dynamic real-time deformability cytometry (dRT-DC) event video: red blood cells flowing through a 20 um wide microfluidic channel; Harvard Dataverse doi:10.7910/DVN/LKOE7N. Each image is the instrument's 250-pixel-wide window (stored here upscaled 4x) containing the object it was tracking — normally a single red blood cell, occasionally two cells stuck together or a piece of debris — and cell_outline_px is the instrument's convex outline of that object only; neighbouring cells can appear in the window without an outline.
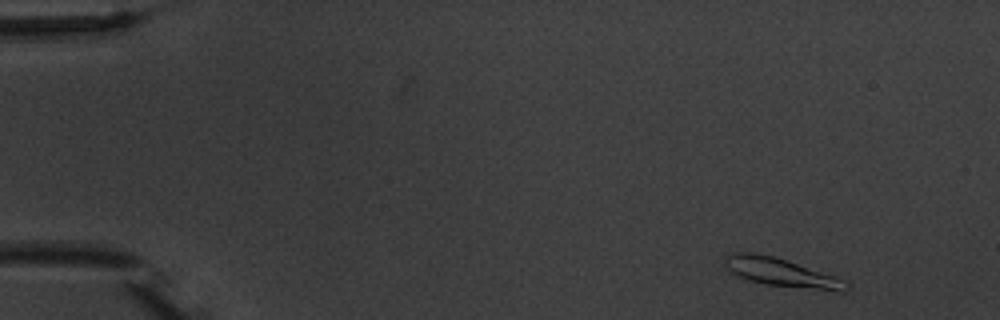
{"species": "common noctule bat (a hibernating species)", "species_latin": "Nyctalus noctula", "temperature_condition": "warm", "stored_images_in_passage": 5, "camera_frame_rate_fps": 3000, "um_per_image_px": 0.085, "animal": {"sex": "male", "body_mass_g": 20.1, "forearm_length_mm": 53.5}, "frame": {"image": 1, "passage_image": 1, "time_ms": 0.0, "image_size_px": [1000, 320], "cell_outline_px": [[852, 284], [844, 292], [836, 292], [764, 284], [748, 280], [732, 272], [724, 264], [724, 260], [732, 252], [756, 252], [772, 256], [836, 276]], "centroid_in_image_um": [66.48, 23.18], "position_along_channel_um": 18.5, "area_um2": 20.11}}